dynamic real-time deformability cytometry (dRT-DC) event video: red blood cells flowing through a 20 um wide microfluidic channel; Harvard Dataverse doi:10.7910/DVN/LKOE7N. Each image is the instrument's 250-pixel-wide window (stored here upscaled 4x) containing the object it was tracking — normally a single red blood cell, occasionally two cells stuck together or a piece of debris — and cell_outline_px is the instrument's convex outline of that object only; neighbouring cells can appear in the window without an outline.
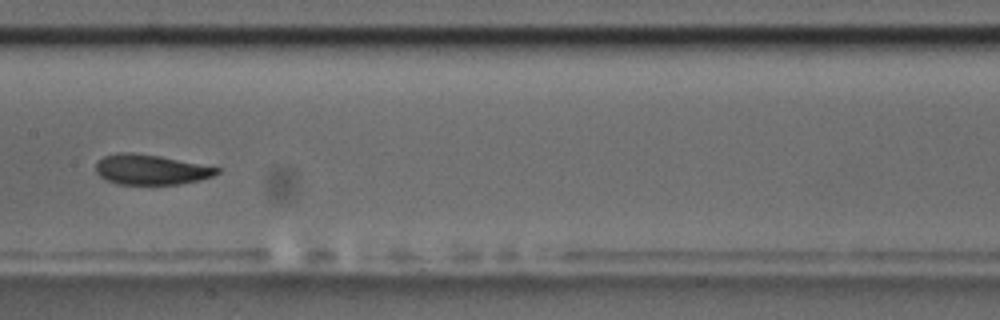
{"species": "common noctule bat (a hibernating species)", "species_latin": "Nyctalus noctula", "temperature_condition": "room temperature", "stored_images_in_passage": 9, "camera_frame_rate_fps": 3000, "um_per_image_px": 0.085, "animal": {"sex": "male", "body_mass_g": 17.5, "forearm_length_mm": 52.3}, "frame": {"image": 1, "passage_image": 8, "time_ms": 8.0, "image_size_px": [1000, 320], "cell_outline_px": [[220, 172], [212, 176], [200, 180], [180, 184], [116, 184], [100, 176], [96, 172], [96, 164], [104, 156], [120, 152], [132, 152], [160, 156], [220, 168]], "centroid_in_image_um": [12.82, 14.41], "position_along_channel_um": 194.6, "area_um2": 21.1}}
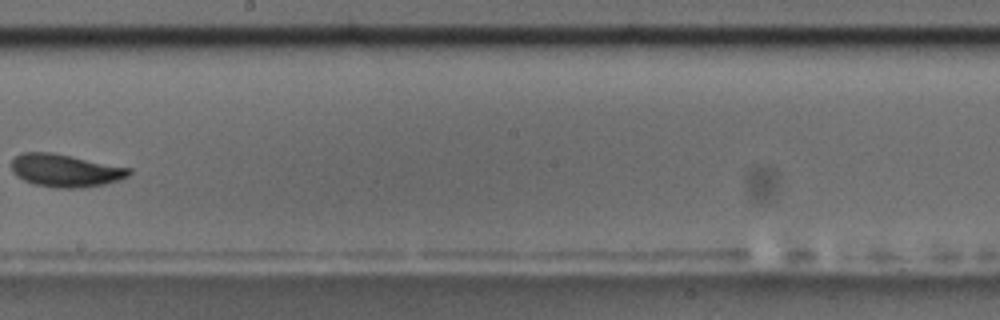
{"frame": {"image": 2, "passage_image": 9, "time_ms": 9.333, "image_size_px": [1000, 320], "cell_outline_px": [[132, 172], [128, 176], [104, 184], [80, 188], [56, 188], [32, 184], [16, 176], [12, 172], [12, 160], [20, 152], [52, 152], [132, 168]], "centroid_in_image_um": [5.53, 14.49], "position_along_channel_um": 242.7, "area_um2": 22.54}}